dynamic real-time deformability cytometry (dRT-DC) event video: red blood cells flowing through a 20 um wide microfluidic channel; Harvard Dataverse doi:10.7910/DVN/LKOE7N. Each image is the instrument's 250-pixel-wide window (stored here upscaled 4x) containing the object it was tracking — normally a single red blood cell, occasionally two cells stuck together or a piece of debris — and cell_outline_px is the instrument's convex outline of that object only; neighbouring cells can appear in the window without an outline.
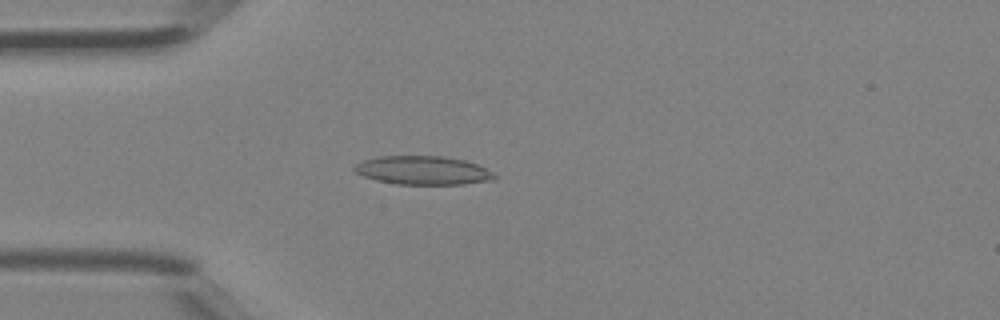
{"species": "Egyptian fruit bat (a non-hibernating species)", "species_latin": "Rousettus aegyptiacus", "temperature_condition": "room temperature", "stored_images_in_passage": 40, "camera_frame_rate_fps": 3000, "um_per_image_px": 0.085, "animal": {"sex": "female"}, "frame": {"image": 1, "passage_image": 10, "time_ms": 3.0, "image_size_px": [1000, 320], "cell_outline_px": [[496, 176], [492, 180], [464, 184], [396, 184], [376, 180], [364, 176], [356, 172], [352, 168], [356, 164], [364, 160], [380, 156], [444, 156], [464, 160], [476, 164], [496, 172]], "centroid_in_image_um": [35.97, 14.48], "position_along_channel_um": 49.0, "area_um2": 23.35}}
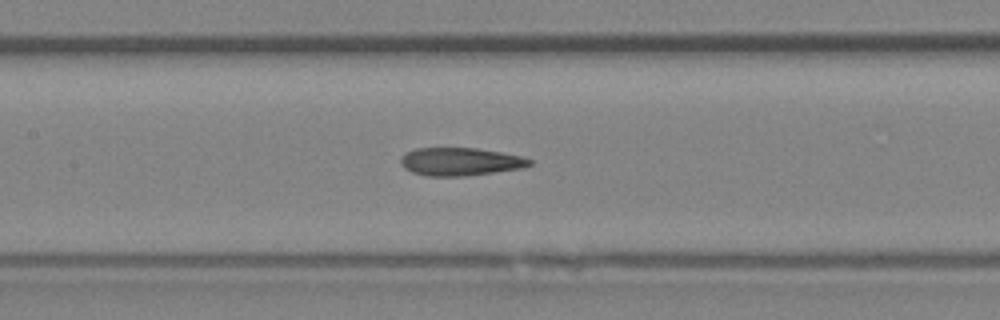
{"frame": {"image": 2, "passage_image": 18, "time_ms": 5.667, "image_size_px": [1000, 320], "cell_outline_px": [[532, 164], [520, 168], [464, 176], [428, 176], [412, 172], [404, 168], [400, 164], [400, 156], [404, 152], [416, 148], [476, 148], [500, 152], [520, 156], [532, 160]], "centroid_in_image_um": [39.05, 13.73], "position_along_channel_um": 168.4, "area_um2": 20.92}}
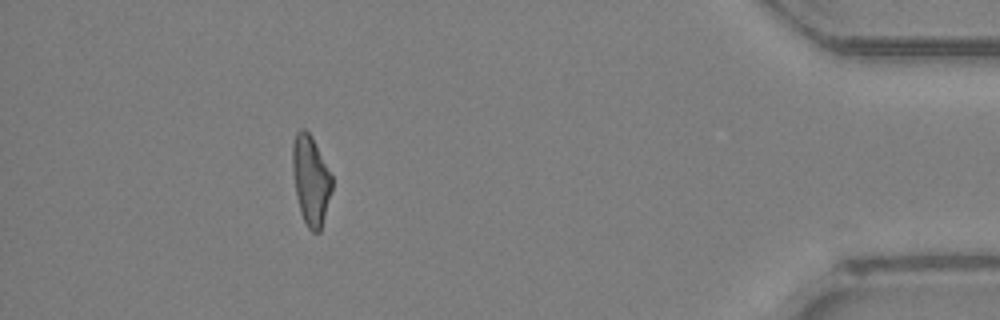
{"frame": {"image": 3, "passage_image": 36, "time_ms": 11.667, "image_size_px": [1000, 320], "cell_outline_px": [[332, 188], [320, 232], [312, 232], [308, 228], [300, 212], [296, 196], [292, 172], [292, 144], [296, 132], [300, 128], [304, 128], [312, 136], [332, 176]], "centroid_in_image_um": [26.39, 15.29], "position_along_channel_um": 408.8, "area_um2": 20.58}}